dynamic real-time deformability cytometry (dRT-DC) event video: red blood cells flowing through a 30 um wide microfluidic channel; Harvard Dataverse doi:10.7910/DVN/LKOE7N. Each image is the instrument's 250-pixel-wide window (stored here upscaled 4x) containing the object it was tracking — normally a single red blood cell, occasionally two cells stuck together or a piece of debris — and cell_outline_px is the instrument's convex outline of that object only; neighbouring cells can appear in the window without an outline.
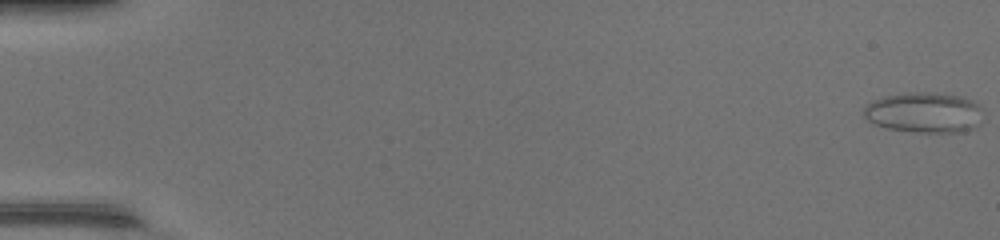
{"species": "common noctule bat (a hibernating species)", "species_latin": "Nyctalus noctula", "temperature_condition": "warm", "stored_images_in_passage": 49, "camera_frame_rate_fps": 3000, "um_per_image_px": 0.085, "animal": {"sex": "female", "body_mass_g": 17.0, "forearm_length_mm": 48.0}, "frame": {"image": 1, "passage_image": 1, "time_ms": 0.0, "image_size_px": [1000, 240], "cell_outline_px": [[984, 108], [980, 124], [976, 128], [964, 132], [916, 132], [888, 128], [876, 124], [868, 120], [864, 116], [864, 108], [872, 100], [884, 96], [904, 92], [944, 92], [960, 96], [972, 100], [980, 104]], "centroid_in_image_um": [78.63, 9.55], "position_along_channel_um": 6.4, "area_um2": 28.73}}
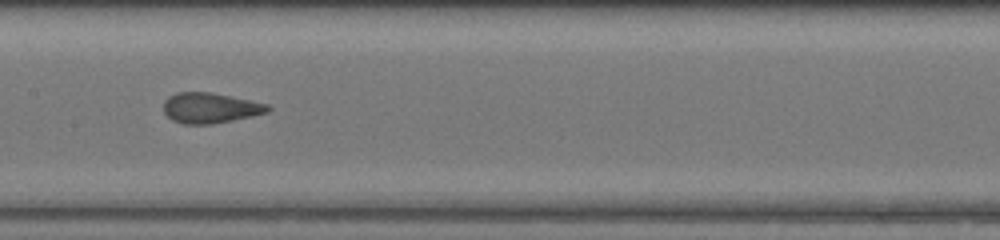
{"frame": {"image": 2, "passage_image": 26, "time_ms": 8.333, "image_size_px": [1000, 240], "cell_outline_px": [[272, 108], [268, 112], [252, 116], [212, 124], [184, 124], [172, 120], [164, 112], [164, 100], [168, 96], [176, 92], [208, 92], [268, 104]], "centroid_in_image_um": [17.84, 9.18], "position_along_channel_um": 189.6, "area_um2": 18.32}}
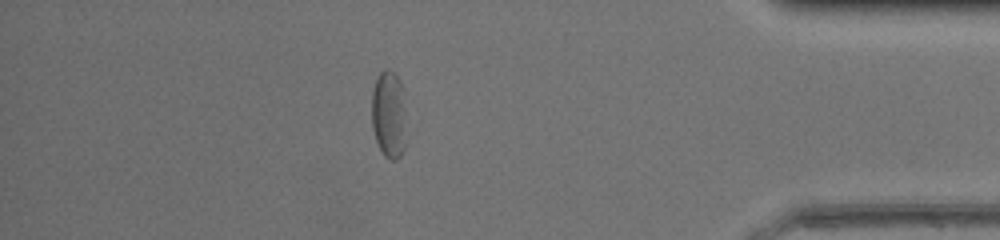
{"frame": {"image": 3, "passage_image": 43, "time_ms": 14.0, "image_size_px": [1000, 240], "cell_outline_px": [[404, 148], [400, 156], [396, 160], [392, 160], [384, 156], [376, 140], [372, 128], [372, 88], [376, 76], [384, 68], [388, 68], [400, 80], [404, 88]], "centroid_in_image_um": [33.03, 9.67], "position_along_channel_um": 402.2, "area_um2": 17.8}, "authors_computed_cell_mechanics": {"area_um2": 19.363, "velocity_mm_per_s": 4.3785, "shape_relaxation_time_tau1_ms": null, "shape_relaxation_time_tau2_ms": 0.997, "deformation_change_tau1": null, "deformation_change_tau2": 0.0821}}